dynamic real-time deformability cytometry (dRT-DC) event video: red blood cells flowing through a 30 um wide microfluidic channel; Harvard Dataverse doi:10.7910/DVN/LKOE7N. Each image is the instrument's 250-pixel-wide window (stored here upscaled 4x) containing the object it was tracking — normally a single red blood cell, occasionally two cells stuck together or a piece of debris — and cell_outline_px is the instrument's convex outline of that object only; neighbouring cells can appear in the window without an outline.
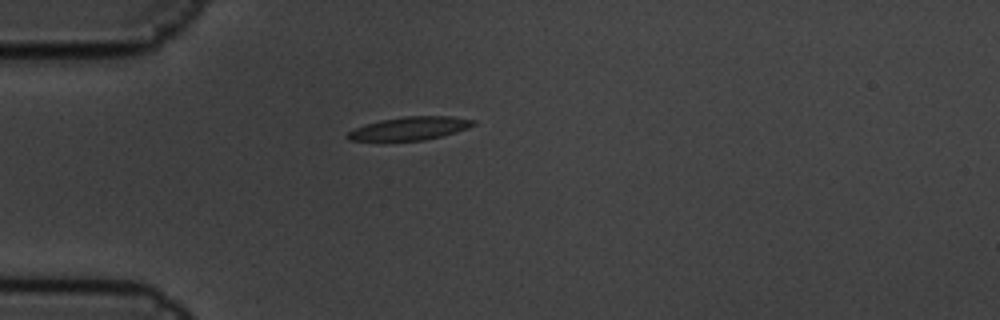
{"species": "common noctule bat (a hibernating species)", "species_latin": "Nyctalus noctula", "temperature_condition": "cold", "stored_images_in_passage": 1, "camera_frame_rate_fps": 3000, "um_per_image_px": 0.085, "animal": {"sex": "male", "body_mass_g": 19.5, "forearm_length_mm": 54.6}, "frame": {"image": 1, "passage_image": 1, "time_ms": 0.0, "image_size_px": [1000, 320], "cell_outline_px": [[476, 124], [468, 128], [456, 132], [424, 140], [348, 140], [344, 136], [348, 132], [356, 128], [380, 120], [404, 116], [452, 116], [476, 120]], "centroid_in_image_um": [34.87, 10.9], "position_along_channel_um": 50.1, "area_um2": 16.82}}